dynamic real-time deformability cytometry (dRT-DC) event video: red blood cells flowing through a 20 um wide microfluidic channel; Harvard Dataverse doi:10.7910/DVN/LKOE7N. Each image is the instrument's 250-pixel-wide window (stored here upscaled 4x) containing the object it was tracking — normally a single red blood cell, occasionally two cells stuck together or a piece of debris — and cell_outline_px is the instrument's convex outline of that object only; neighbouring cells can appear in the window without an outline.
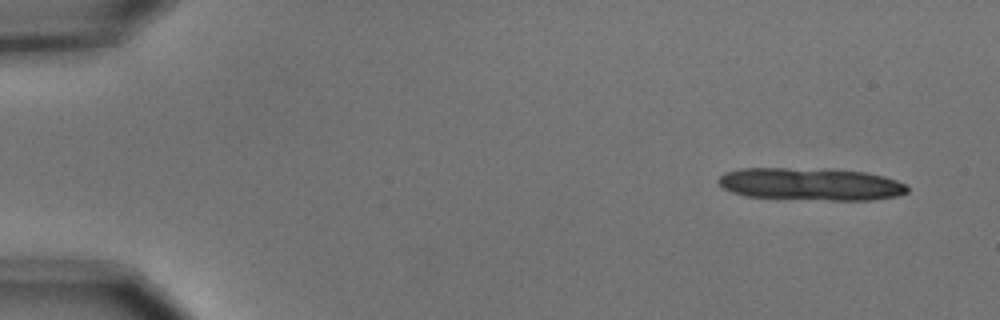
{"species": "common noctule bat (a hibernating species)", "species_latin": "Nyctalus noctula", "temperature_condition": "cold", "stored_images_in_passage": 8, "camera_frame_rate_fps": 3000, "um_per_image_px": 0.085, "animal": {"sex": "male", "body_mass_g": 15.6}, "frame": {"image": 1, "passage_image": 1, "time_ms": 0.0, "image_size_px": [1000, 320], "cell_outline_px": [[908, 192], [896, 196], [872, 200], [832, 200], [748, 196], [732, 192], [724, 188], [720, 184], [720, 176], [724, 172], [740, 168], [784, 168], [864, 172], [884, 176], [908, 184]], "centroid_in_image_um": [68.94, 15.65], "position_along_channel_um": 16.1, "area_um2": 35.2}}
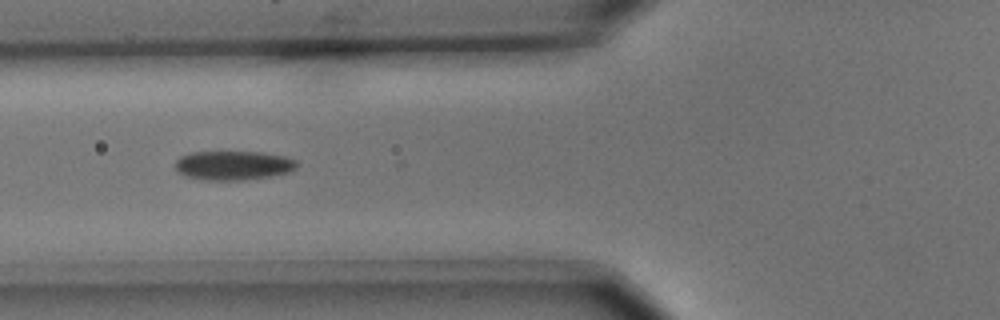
{"frame": {"image": 2, "passage_image": 6, "time_ms": 1.667, "image_size_px": [1000, 320], "cell_outline_px": [[296, 168], [288, 172], [272, 176], [240, 180], [204, 180], [184, 176], [176, 168], [176, 160], [180, 156], [192, 152], [264, 152], [284, 156], [296, 160]], "centroid_in_image_um": [19.82, 14.06], "position_along_channel_um": 106.0, "area_um2": 20.63}}
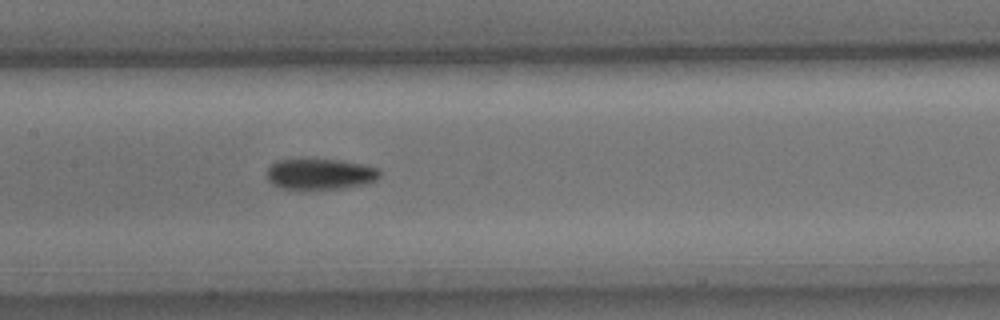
{"frame": {"image": 3, "passage_image": 8, "time_ms": 2.333, "image_size_px": [1000, 320], "cell_outline_px": [[380, 176], [376, 180], [364, 184], [340, 188], [280, 188], [272, 184], [268, 180], [264, 172], [276, 160], [340, 160], [380, 168]], "centroid_in_image_um": [27.19, 14.79], "position_along_channel_um": 180.2, "area_um2": 20.0}}